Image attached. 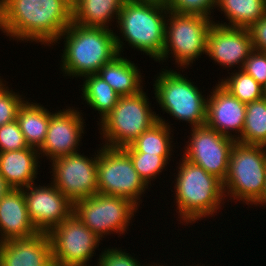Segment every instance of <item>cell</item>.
Returning a JSON list of instances; mask_svg holds the SVG:
<instances>
[{"label":"cell","mask_w":266,"mask_h":266,"mask_svg":"<svg viewBox=\"0 0 266 266\" xmlns=\"http://www.w3.org/2000/svg\"><path fill=\"white\" fill-rule=\"evenodd\" d=\"M97 266H146L133 257L130 253L122 249L105 248L97 261Z\"/></svg>","instance_id":"cell-33"},{"label":"cell","mask_w":266,"mask_h":266,"mask_svg":"<svg viewBox=\"0 0 266 266\" xmlns=\"http://www.w3.org/2000/svg\"><path fill=\"white\" fill-rule=\"evenodd\" d=\"M51 266H62V265H58V264L52 263Z\"/></svg>","instance_id":"cell-40"},{"label":"cell","mask_w":266,"mask_h":266,"mask_svg":"<svg viewBox=\"0 0 266 266\" xmlns=\"http://www.w3.org/2000/svg\"><path fill=\"white\" fill-rule=\"evenodd\" d=\"M253 49L266 52V14L255 22L249 29Z\"/></svg>","instance_id":"cell-35"},{"label":"cell","mask_w":266,"mask_h":266,"mask_svg":"<svg viewBox=\"0 0 266 266\" xmlns=\"http://www.w3.org/2000/svg\"><path fill=\"white\" fill-rule=\"evenodd\" d=\"M158 122L144 131L129 146L122 149L126 153H148L151 155H173V132L169 123L157 114Z\"/></svg>","instance_id":"cell-24"},{"label":"cell","mask_w":266,"mask_h":266,"mask_svg":"<svg viewBox=\"0 0 266 266\" xmlns=\"http://www.w3.org/2000/svg\"><path fill=\"white\" fill-rule=\"evenodd\" d=\"M236 141L248 145L266 144V97L246 105L244 127Z\"/></svg>","instance_id":"cell-27"},{"label":"cell","mask_w":266,"mask_h":266,"mask_svg":"<svg viewBox=\"0 0 266 266\" xmlns=\"http://www.w3.org/2000/svg\"><path fill=\"white\" fill-rule=\"evenodd\" d=\"M242 70L252 76L263 88H265L266 52L253 50L245 60Z\"/></svg>","instance_id":"cell-34"},{"label":"cell","mask_w":266,"mask_h":266,"mask_svg":"<svg viewBox=\"0 0 266 266\" xmlns=\"http://www.w3.org/2000/svg\"><path fill=\"white\" fill-rule=\"evenodd\" d=\"M126 0H72V22L85 27L109 28ZM110 23V24H109Z\"/></svg>","instance_id":"cell-22"},{"label":"cell","mask_w":266,"mask_h":266,"mask_svg":"<svg viewBox=\"0 0 266 266\" xmlns=\"http://www.w3.org/2000/svg\"><path fill=\"white\" fill-rule=\"evenodd\" d=\"M150 1H158V2H162V3H168L169 0H150Z\"/></svg>","instance_id":"cell-38"},{"label":"cell","mask_w":266,"mask_h":266,"mask_svg":"<svg viewBox=\"0 0 266 266\" xmlns=\"http://www.w3.org/2000/svg\"><path fill=\"white\" fill-rule=\"evenodd\" d=\"M52 263L48 233L0 242V266H51Z\"/></svg>","instance_id":"cell-18"},{"label":"cell","mask_w":266,"mask_h":266,"mask_svg":"<svg viewBox=\"0 0 266 266\" xmlns=\"http://www.w3.org/2000/svg\"><path fill=\"white\" fill-rule=\"evenodd\" d=\"M228 73L231 74L230 77L218 82L241 102L248 104L265 97V88L242 69Z\"/></svg>","instance_id":"cell-28"},{"label":"cell","mask_w":266,"mask_h":266,"mask_svg":"<svg viewBox=\"0 0 266 266\" xmlns=\"http://www.w3.org/2000/svg\"><path fill=\"white\" fill-rule=\"evenodd\" d=\"M253 50L248 29L213 22L207 35L206 55L215 63L231 69L239 65L237 68L242 69Z\"/></svg>","instance_id":"cell-16"},{"label":"cell","mask_w":266,"mask_h":266,"mask_svg":"<svg viewBox=\"0 0 266 266\" xmlns=\"http://www.w3.org/2000/svg\"><path fill=\"white\" fill-rule=\"evenodd\" d=\"M169 10L166 3L150 0H126L117 18L119 32L115 33L118 54L123 52V41L129 47L143 51L159 62L165 47V24ZM121 37V38H120Z\"/></svg>","instance_id":"cell-2"},{"label":"cell","mask_w":266,"mask_h":266,"mask_svg":"<svg viewBox=\"0 0 266 266\" xmlns=\"http://www.w3.org/2000/svg\"><path fill=\"white\" fill-rule=\"evenodd\" d=\"M40 158L32 147L0 153V174L11 188L23 189L35 182Z\"/></svg>","instance_id":"cell-20"},{"label":"cell","mask_w":266,"mask_h":266,"mask_svg":"<svg viewBox=\"0 0 266 266\" xmlns=\"http://www.w3.org/2000/svg\"><path fill=\"white\" fill-rule=\"evenodd\" d=\"M2 80L0 76V126L16 120L18 109L25 101L23 94L10 90Z\"/></svg>","instance_id":"cell-30"},{"label":"cell","mask_w":266,"mask_h":266,"mask_svg":"<svg viewBox=\"0 0 266 266\" xmlns=\"http://www.w3.org/2000/svg\"><path fill=\"white\" fill-rule=\"evenodd\" d=\"M216 8L224 13L229 23L215 20L214 23L249 29L266 14V0H217Z\"/></svg>","instance_id":"cell-25"},{"label":"cell","mask_w":266,"mask_h":266,"mask_svg":"<svg viewBox=\"0 0 266 266\" xmlns=\"http://www.w3.org/2000/svg\"><path fill=\"white\" fill-rule=\"evenodd\" d=\"M188 140L182 156L224 182L236 140L206 125L191 128Z\"/></svg>","instance_id":"cell-13"},{"label":"cell","mask_w":266,"mask_h":266,"mask_svg":"<svg viewBox=\"0 0 266 266\" xmlns=\"http://www.w3.org/2000/svg\"><path fill=\"white\" fill-rule=\"evenodd\" d=\"M112 28L85 27L71 23L58 40L64 43L60 68L64 76L76 78L97 74L99 69L118 55Z\"/></svg>","instance_id":"cell-3"},{"label":"cell","mask_w":266,"mask_h":266,"mask_svg":"<svg viewBox=\"0 0 266 266\" xmlns=\"http://www.w3.org/2000/svg\"><path fill=\"white\" fill-rule=\"evenodd\" d=\"M121 56L118 54L110 62L104 64L97 75L120 96L136 95L144 90L142 74L134 62Z\"/></svg>","instance_id":"cell-21"},{"label":"cell","mask_w":266,"mask_h":266,"mask_svg":"<svg viewBox=\"0 0 266 266\" xmlns=\"http://www.w3.org/2000/svg\"><path fill=\"white\" fill-rule=\"evenodd\" d=\"M71 23L72 0H0V30L17 42L53 46Z\"/></svg>","instance_id":"cell-1"},{"label":"cell","mask_w":266,"mask_h":266,"mask_svg":"<svg viewBox=\"0 0 266 266\" xmlns=\"http://www.w3.org/2000/svg\"><path fill=\"white\" fill-rule=\"evenodd\" d=\"M97 153L98 193L126 198L139 207L148 185L138 175L130 156L122 148L106 146Z\"/></svg>","instance_id":"cell-9"},{"label":"cell","mask_w":266,"mask_h":266,"mask_svg":"<svg viewBox=\"0 0 266 266\" xmlns=\"http://www.w3.org/2000/svg\"><path fill=\"white\" fill-rule=\"evenodd\" d=\"M174 177L176 213L182 225L210 218L226 203L223 182L182 156ZM225 200V202H224ZM178 210V211H177ZM182 220V221H181Z\"/></svg>","instance_id":"cell-4"},{"label":"cell","mask_w":266,"mask_h":266,"mask_svg":"<svg viewBox=\"0 0 266 266\" xmlns=\"http://www.w3.org/2000/svg\"><path fill=\"white\" fill-rule=\"evenodd\" d=\"M170 69V70H169ZM162 69L153 83L155 99L162 111L191 127L206 123L207 98L198 87L176 70ZM155 86V87H154ZM204 96V97H203Z\"/></svg>","instance_id":"cell-7"},{"label":"cell","mask_w":266,"mask_h":266,"mask_svg":"<svg viewBox=\"0 0 266 266\" xmlns=\"http://www.w3.org/2000/svg\"><path fill=\"white\" fill-rule=\"evenodd\" d=\"M28 147L17 120L0 126V153Z\"/></svg>","instance_id":"cell-32"},{"label":"cell","mask_w":266,"mask_h":266,"mask_svg":"<svg viewBox=\"0 0 266 266\" xmlns=\"http://www.w3.org/2000/svg\"><path fill=\"white\" fill-rule=\"evenodd\" d=\"M23 188L30 222L38 233H49L73 213V203L51 182Z\"/></svg>","instance_id":"cell-14"},{"label":"cell","mask_w":266,"mask_h":266,"mask_svg":"<svg viewBox=\"0 0 266 266\" xmlns=\"http://www.w3.org/2000/svg\"><path fill=\"white\" fill-rule=\"evenodd\" d=\"M138 208L126 198L101 193L73 203V213L100 239L127 232Z\"/></svg>","instance_id":"cell-10"},{"label":"cell","mask_w":266,"mask_h":266,"mask_svg":"<svg viewBox=\"0 0 266 266\" xmlns=\"http://www.w3.org/2000/svg\"><path fill=\"white\" fill-rule=\"evenodd\" d=\"M254 206H259L261 207V205H265L266 206V179H265V186H264V190L262 193V196L253 204Z\"/></svg>","instance_id":"cell-37"},{"label":"cell","mask_w":266,"mask_h":266,"mask_svg":"<svg viewBox=\"0 0 266 266\" xmlns=\"http://www.w3.org/2000/svg\"><path fill=\"white\" fill-rule=\"evenodd\" d=\"M147 266H166V265H165V264H164V265H162V264L160 265L159 263H158V265H157V263H155V264H153V265H152V264H151V265L147 264ZM167 266H168V265H167Z\"/></svg>","instance_id":"cell-39"},{"label":"cell","mask_w":266,"mask_h":266,"mask_svg":"<svg viewBox=\"0 0 266 266\" xmlns=\"http://www.w3.org/2000/svg\"><path fill=\"white\" fill-rule=\"evenodd\" d=\"M30 222L23 189H13L0 200V242L37 234Z\"/></svg>","instance_id":"cell-19"},{"label":"cell","mask_w":266,"mask_h":266,"mask_svg":"<svg viewBox=\"0 0 266 266\" xmlns=\"http://www.w3.org/2000/svg\"><path fill=\"white\" fill-rule=\"evenodd\" d=\"M60 156L50 161L52 182L72 203L98 193L97 154Z\"/></svg>","instance_id":"cell-12"},{"label":"cell","mask_w":266,"mask_h":266,"mask_svg":"<svg viewBox=\"0 0 266 266\" xmlns=\"http://www.w3.org/2000/svg\"><path fill=\"white\" fill-rule=\"evenodd\" d=\"M212 90L211 95H207L209 97H207L205 125L237 140L244 127L247 104L233 96L219 82Z\"/></svg>","instance_id":"cell-17"},{"label":"cell","mask_w":266,"mask_h":266,"mask_svg":"<svg viewBox=\"0 0 266 266\" xmlns=\"http://www.w3.org/2000/svg\"><path fill=\"white\" fill-rule=\"evenodd\" d=\"M216 6L217 0H169L167 3L168 10L176 14L199 15L209 19H212L211 13Z\"/></svg>","instance_id":"cell-31"},{"label":"cell","mask_w":266,"mask_h":266,"mask_svg":"<svg viewBox=\"0 0 266 266\" xmlns=\"http://www.w3.org/2000/svg\"><path fill=\"white\" fill-rule=\"evenodd\" d=\"M10 189L11 187L0 174V200L10 191Z\"/></svg>","instance_id":"cell-36"},{"label":"cell","mask_w":266,"mask_h":266,"mask_svg":"<svg viewBox=\"0 0 266 266\" xmlns=\"http://www.w3.org/2000/svg\"><path fill=\"white\" fill-rule=\"evenodd\" d=\"M167 19L165 47L159 62L163 64L171 55L180 69H186L189 65L191 67L195 59L206 54L207 35L214 21L199 15H183L171 11Z\"/></svg>","instance_id":"cell-8"},{"label":"cell","mask_w":266,"mask_h":266,"mask_svg":"<svg viewBox=\"0 0 266 266\" xmlns=\"http://www.w3.org/2000/svg\"><path fill=\"white\" fill-rule=\"evenodd\" d=\"M134 165L138 175L149 186L151 180H155L157 175L162 173L164 168L171 161L172 155H151L148 153H127Z\"/></svg>","instance_id":"cell-29"},{"label":"cell","mask_w":266,"mask_h":266,"mask_svg":"<svg viewBox=\"0 0 266 266\" xmlns=\"http://www.w3.org/2000/svg\"><path fill=\"white\" fill-rule=\"evenodd\" d=\"M266 179V149L235 142L223 182L225 198L252 205L262 196Z\"/></svg>","instance_id":"cell-5"},{"label":"cell","mask_w":266,"mask_h":266,"mask_svg":"<svg viewBox=\"0 0 266 266\" xmlns=\"http://www.w3.org/2000/svg\"><path fill=\"white\" fill-rule=\"evenodd\" d=\"M16 120L27 145L39 150L46 139L50 111L40 103L26 99L18 109Z\"/></svg>","instance_id":"cell-23"},{"label":"cell","mask_w":266,"mask_h":266,"mask_svg":"<svg viewBox=\"0 0 266 266\" xmlns=\"http://www.w3.org/2000/svg\"><path fill=\"white\" fill-rule=\"evenodd\" d=\"M83 80L82 98L90 108L98 111L101 122L116 106L120 95L97 74L86 75Z\"/></svg>","instance_id":"cell-26"},{"label":"cell","mask_w":266,"mask_h":266,"mask_svg":"<svg viewBox=\"0 0 266 266\" xmlns=\"http://www.w3.org/2000/svg\"><path fill=\"white\" fill-rule=\"evenodd\" d=\"M74 108L68 107L55 113L50 112L46 139L38 150L41 157L43 155L52 161L60 156L79 153L78 146L81 143L82 133L84 134L85 122L82 112Z\"/></svg>","instance_id":"cell-15"},{"label":"cell","mask_w":266,"mask_h":266,"mask_svg":"<svg viewBox=\"0 0 266 266\" xmlns=\"http://www.w3.org/2000/svg\"><path fill=\"white\" fill-rule=\"evenodd\" d=\"M149 97L141 91L136 95L120 96L112 111L99 123L103 146L123 148L129 146L144 131L158 122L150 107ZM150 103V104H149Z\"/></svg>","instance_id":"cell-6"},{"label":"cell","mask_w":266,"mask_h":266,"mask_svg":"<svg viewBox=\"0 0 266 266\" xmlns=\"http://www.w3.org/2000/svg\"><path fill=\"white\" fill-rule=\"evenodd\" d=\"M53 263L62 266H90L100 239L74 213L49 233Z\"/></svg>","instance_id":"cell-11"}]
</instances>
